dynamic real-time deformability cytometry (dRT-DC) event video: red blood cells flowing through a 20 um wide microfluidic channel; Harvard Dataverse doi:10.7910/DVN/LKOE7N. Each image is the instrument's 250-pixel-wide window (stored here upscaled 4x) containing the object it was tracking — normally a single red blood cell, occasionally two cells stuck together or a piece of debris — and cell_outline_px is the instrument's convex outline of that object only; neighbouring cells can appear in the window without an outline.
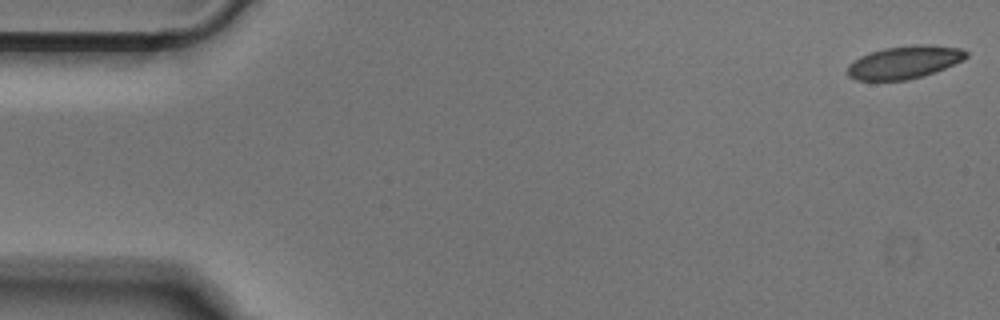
{"species": "Egyptian fruit bat (a non-hibernating species)", "species_latin": "Rousettus aegyptiacus", "temperature_condition": "cold", "stored_images_in_passage": 51, "camera_frame_rate_fps": 3000, "um_per_image_px": 0.085, "animal": {"sex": "male"}, "frame": {"image": 1, "passage_image": 1, "time_ms": 0.0, "image_size_px": [1000, 320], "cell_outline_px": [[968, 56], [944, 68], [908, 80], [856, 80], [848, 76], [848, 64], [860, 56], [884, 48], [912, 44], [928, 44], [960, 48], [968, 52]], "centroid_in_image_um": [76.84, 5.28], "position_along_channel_um": 8.2, "area_um2": 22.43}}
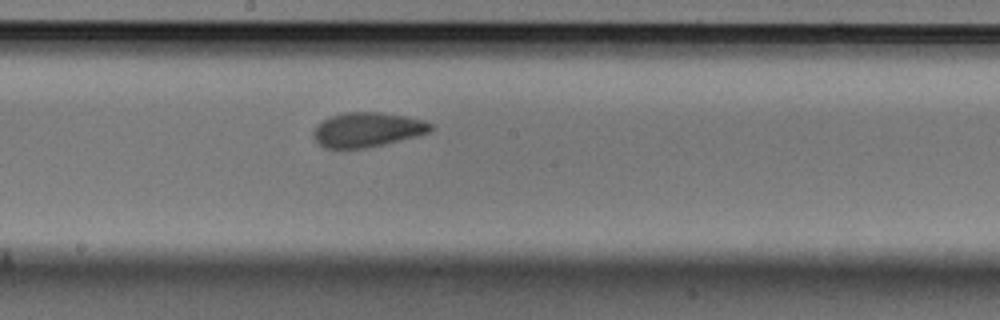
{"frame": {"image": 2, "passage_image": 27, "time_ms": 8.667, "image_size_px": [1000, 320], "cell_outline_px": [[432, 128], [428, 132], [416, 136], [384, 144], [364, 148], [324, 148], [316, 144], [312, 136], [316, 128], [324, 120], [332, 116], [344, 112], [380, 112], [404, 116], [424, 120], [432, 124]], "centroid_in_image_um": [31.2, 11.03], "position_along_channel_um": 217.0, "area_um2": 23.41}}
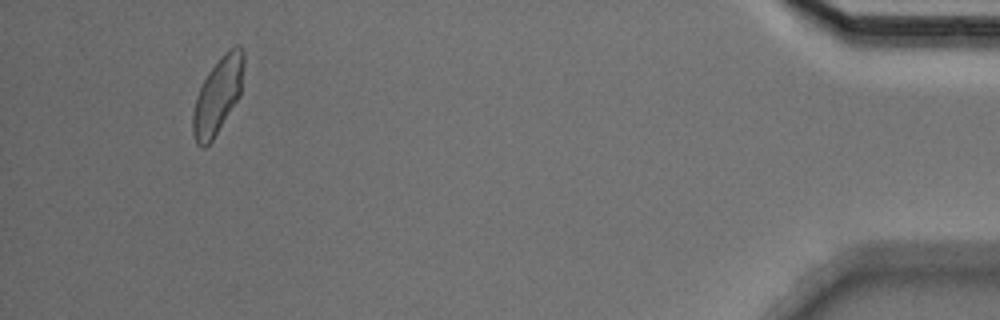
{"frame": {"image": 3, "passage_image": 48, "time_ms": 15.667, "image_size_px": [1000, 320], "cell_outline_px": [[244, 64], [240, 96], [212, 140], [204, 148], [200, 148], [196, 144], [192, 132], [192, 112], [196, 96], [208, 72], [220, 56], [228, 48], [236, 44], [240, 44], [244, 52]], "centroid_in_image_um": [18.51, 8.09], "position_along_channel_um": 416.7, "area_um2": 22.83}}